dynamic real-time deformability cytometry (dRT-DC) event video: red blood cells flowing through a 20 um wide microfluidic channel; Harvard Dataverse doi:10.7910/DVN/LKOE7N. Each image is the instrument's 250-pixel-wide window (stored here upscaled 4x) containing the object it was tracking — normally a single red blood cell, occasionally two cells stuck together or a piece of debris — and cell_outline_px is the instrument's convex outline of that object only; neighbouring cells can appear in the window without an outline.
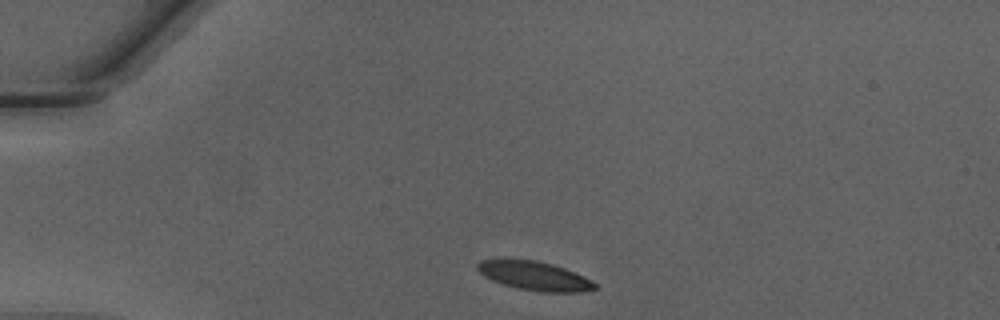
{"species": "Egyptian fruit bat (a non-hibernating species)", "species_latin": "Rousettus aegyptiacus", "temperature_condition": "warm", "stored_images_in_passage": 34, "camera_frame_rate_fps": 3000, "um_per_image_px": 0.085, "animal": {"sex": "male"}, "frame": {"image": 1, "passage_image": 3, "time_ms": 0.667, "image_size_px": [1000, 320], "cell_outline_px": [[600, 288], [580, 292], [536, 292], [516, 288], [492, 280], [484, 276], [476, 268], [476, 264], [480, 260], [536, 260], [552, 264], [576, 272], [592, 280]], "centroid_in_image_um": [45.48, 23.47], "position_along_channel_um": 39.5, "area_um2": 19.83}}
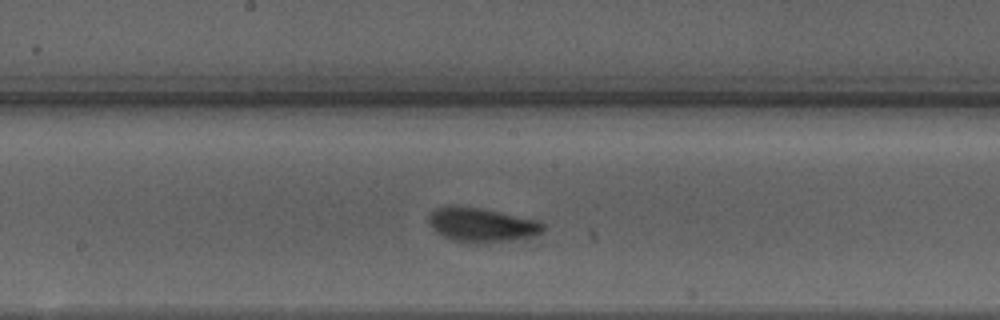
{"frame": {"image": 2, "passage_image": 18, "time_ms": 5.667, "image_size_px": [1000, 320], "cell_outline_px": [[544, 228], [540, 232], [532, 236], [508, 240], [476, 244], [452, 240], [436, 232], [432, 228], [428, 220], [428, 216], [436, 208], [448, 204], [452, 204], [480, 208], [500, 212], [536, 220], [544, 224]], "centroid_in_image_um": [40.87, 19.1], "position_along_channel_um": 207.3, "area_um2": 22.72}}
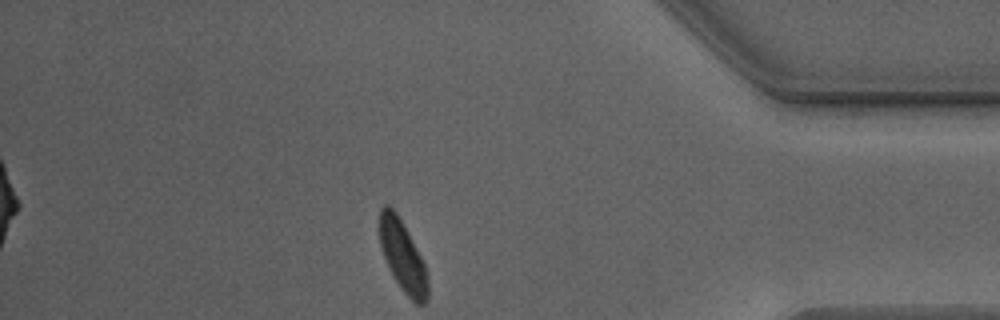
{"frame": {"image": 3, "passage_image": 34, "time_ms": 11.0, "image_size_px": [1000, 320], "cell_outline_px": [[428, 300], [424, 304], [416, 304], [404, 292], [388, 268], [380, 248], [380, 208], [384, 204], [388, 204], [396, 212], [420, 256], [424, 264], [428, 276]], "centroid_in_image_um": [34.22, 21.8], "position_along_channel_um": 401.0, "area_um2": 19.65}, "authors_computed_cell_mechanics": {"area_um2": 20.8658, "velocity_mm_per_s": 4.2377, "shape_relaxation_time_tau1_ms": 3.7356, "shape_relaxation_time_tau2_ms": 1.0477, "deformation_change_tau1": 0.1394, "deformation_change_tau2": 0.0644}}